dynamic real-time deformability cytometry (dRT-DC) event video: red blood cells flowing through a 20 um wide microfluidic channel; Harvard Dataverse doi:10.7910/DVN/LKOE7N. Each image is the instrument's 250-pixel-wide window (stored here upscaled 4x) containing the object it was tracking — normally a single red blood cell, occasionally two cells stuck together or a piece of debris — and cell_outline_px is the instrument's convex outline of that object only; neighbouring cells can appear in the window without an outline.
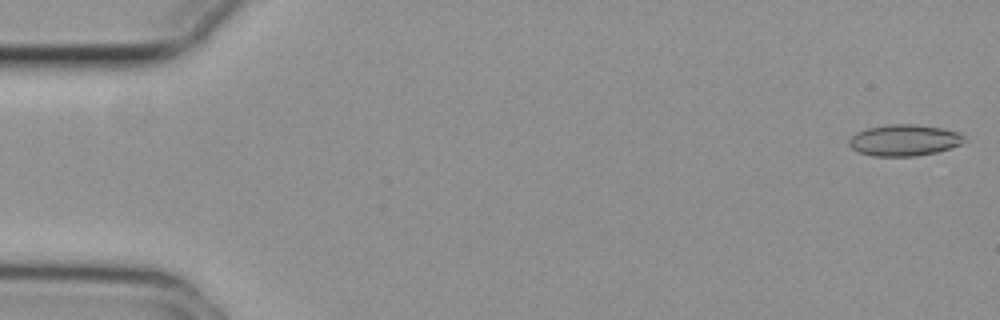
{"species": "common noctule bat (a hibernating species)", "species_latin": "Nyctalus noctula", "temperature_condition": "cold", "stored_images_in_passage": 10, "camera_frame_rate_fps": 3000, "um_per_image_px": 0.085, "animal": {"sex": "female", "body_mass_g": 29.2, "forearm_length_mm": 56.3}, "frame": {"image": 1, "passage_image": 1, "time_ms": 0.0, "image_size_px": [1000, 320], "cell_outline_px": [[968, 140], [952, 148], [936, 152], [916, 156], [872, 156], [860, 152], [852, 148], [848, 144], [848, 140], [856, 132], [868, 128], [888, 124], [916, 124], [940, 128], [960, 132]], "centroid_in_image_um": [76.88, 11.92], "position_along_channel_um": 8.1, "area_um2": 21.15}}